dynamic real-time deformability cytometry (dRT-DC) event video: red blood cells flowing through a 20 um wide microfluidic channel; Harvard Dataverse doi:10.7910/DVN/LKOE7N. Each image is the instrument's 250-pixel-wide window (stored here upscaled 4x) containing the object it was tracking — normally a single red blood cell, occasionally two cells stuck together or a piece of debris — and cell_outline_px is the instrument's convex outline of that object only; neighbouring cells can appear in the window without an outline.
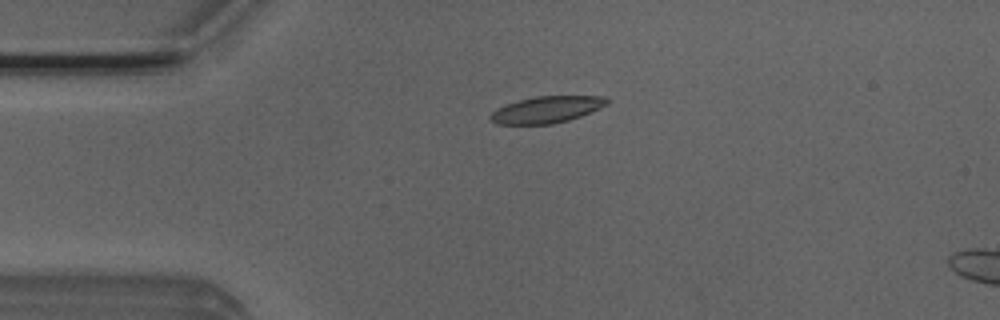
{"species": "Egyptian fruit bat (a non-hibernating species)", "species_latin": "Rousettus aegyptiacus", "temperature_condition": "room temperature", "stored_images_in_passage": 6, "camera_frame_rate_fps": 3000, "um_per_image_px": 0.085, "animal": {"sex": "male"}, "frame": {"image": 1, "passage_image": 4, "time_ms": 1.0, "image_size_px": [1000, 320], "cell_outline_px": [[608, 104], [600, 108], [580, 116], [568, 120], [552, 124], [496, 124], [488, 116], [496, 108], [504, 104], [536, 96], [604, 96], [608, 100]], "centroid_in_image_um": [46.44, 9.31], "position_along_channel_um": 38.6, "area_um2": 18.03}}